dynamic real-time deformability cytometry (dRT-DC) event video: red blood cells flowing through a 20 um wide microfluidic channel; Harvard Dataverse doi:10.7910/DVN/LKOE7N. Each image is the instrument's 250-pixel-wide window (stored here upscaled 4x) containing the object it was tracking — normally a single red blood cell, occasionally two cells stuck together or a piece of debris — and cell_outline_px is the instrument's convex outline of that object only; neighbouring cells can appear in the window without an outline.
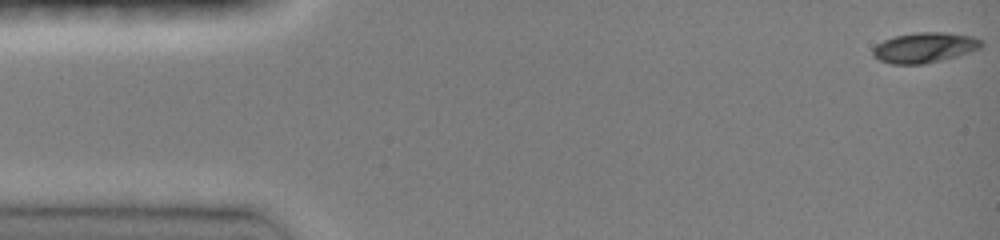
{"species": "common noctule bat (a hibernating species)", "species_latin": "Nyctalus noctula", "temperature_condition": "room temperature", "stored_images_in_passage": 44, "camera_frame_rate_fps": 3000, "um_per_image_px": 0.085, "animal": {"sex": "female", "body_mass_g": 19.0, "forearm_length_mm": 51.5}, "frame": {"image": 1, "passage_image": 1, "time_ms": 0.0, "image_size_px": [1000, 240], "cell_outline_px": [[984, 44], [980, 48], [956, 56], [924, 64], [892, 64], [880, 60], [872, 56], [872, 48], [876, 44], [884, 40], [896, 36], [916, 32], [944, 32], [972, 36], [984, 40]], "centroid_in_image_um": [78.58, 4.04], "position_along_channel_um": 6.4, "area_um2": 19.13}}
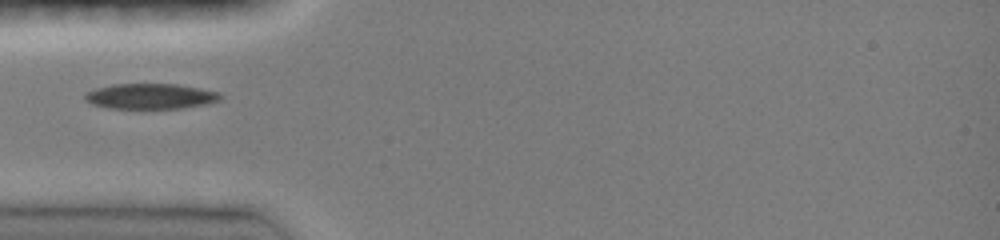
{"frame": {"image": 2, "passage_image": 14, "time_ms": 4.333, "image_size_px": [1000, 240], "cell_outline_px": [[224, 96], [220, 100], [208, 104], [180, 108], [108, 108], [92, 104], [84, 100], [84, 96], [88, 92], [96, 88], [112, 84], [176, 84], [220, 92]], "centroid_in_image_um": [12.82, 8.18], "position_along_channel_um": 72.2, "area_um2": 20.06}}
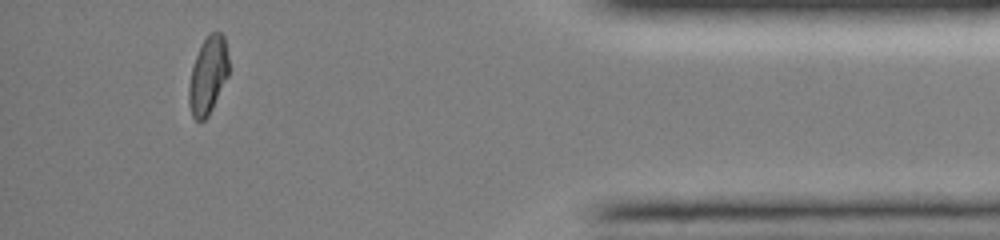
{"frame": {"image": 3, "passage_image": 40, "time_ms": 13.0, "image_size_px": [1000, 240], "cell_outline_px": [[228, 76], [208, 116], [200, 124], [192, 116], [188, 104], [188, 84], [192, 68], [196, 56], [204, 40], [212, 32], [220, 32], [224, 36], [228, 60]], "centroid_in_image_um": [17.66, 6.47], "position_along_channel_um": 417.5, "area_um2": 17.86}, "authors_computed_cell_mechanics": {"area_um2": 19.4497, "velocity_mm_per_s": 4.1017, "shape_relaxation_time_tau1_ms": 3.8032, "shape_relaxation_time_tau2_ms": null, "deformation_change_tau1": 0.1922, "deformation_change_tau2": null}}